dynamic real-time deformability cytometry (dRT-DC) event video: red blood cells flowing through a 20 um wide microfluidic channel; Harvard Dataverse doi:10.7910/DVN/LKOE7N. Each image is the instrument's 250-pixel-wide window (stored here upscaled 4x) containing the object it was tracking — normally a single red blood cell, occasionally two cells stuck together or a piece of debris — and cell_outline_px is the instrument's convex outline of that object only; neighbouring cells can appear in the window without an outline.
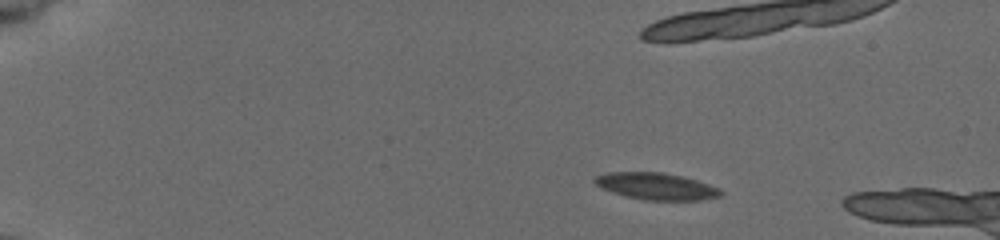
{"species": "common noctule bat (a hibernating species)", "species_latin": "Nyctalus noctula", "temperature_condition": "cold", "stored_images_in_passage": 7, "camera_frame_rate_fps": 3000, "um_per_image_px": 0.085, "animal": {"sex": "female", "body_mass_g": 19.5, "forearm_length_mm": 54.1}, "frame": {"image": 1, "passage_image": 4, "time_ms": 3.0, "image_size_px": [1000, 240], "cell_outline_px": [[724, 192], [720, 196], [700, 200], [644, 200], [628, 196], [604, 188], [596, 184], [592, 180], [596, 176], [608, 172], [660, 172], [684, 176], [720, 188]], "centroid_in_image_um": [55.83, 15.82], "position_along_channel_um": 29.2, "area_um2": 19.48}}